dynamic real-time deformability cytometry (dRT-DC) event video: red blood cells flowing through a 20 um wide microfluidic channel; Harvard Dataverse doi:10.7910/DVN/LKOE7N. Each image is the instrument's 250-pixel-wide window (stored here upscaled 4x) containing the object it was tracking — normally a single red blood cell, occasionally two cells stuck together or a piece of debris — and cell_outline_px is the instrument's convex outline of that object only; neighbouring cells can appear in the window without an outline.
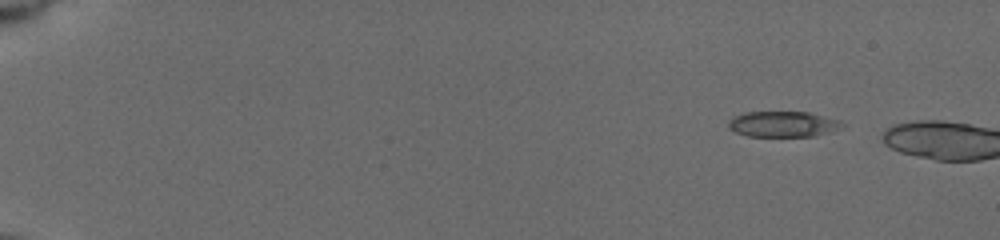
{"species": "common noctule bat (a hibernating species)", "species_latin": "Nyctalus noctula", "temperature_condition": "cold", "stored_images_in_passage": 4, "camera_frame_rate_fps": 3000, "um_per_image_px": 0.085, "animal": {"sex": "female", "body_mass_g": 19.5, "forearm_length_mm": 54.1}, "frame": {"image": 1, "passage_image": 1, "time_ms": 0.0, "image_size_px": [1000, 240], "cell_outline_px": [[844, 124], [812, 136], [748, 136], [736, 132], [728, 128], [728, 120], [732, 116], [744, 112], [808, 112], [840, 120]], "centroid_in_image_um": [66.42, 10.53], "position_along_channel_um": 18.6, "area_um2": 16.65}}